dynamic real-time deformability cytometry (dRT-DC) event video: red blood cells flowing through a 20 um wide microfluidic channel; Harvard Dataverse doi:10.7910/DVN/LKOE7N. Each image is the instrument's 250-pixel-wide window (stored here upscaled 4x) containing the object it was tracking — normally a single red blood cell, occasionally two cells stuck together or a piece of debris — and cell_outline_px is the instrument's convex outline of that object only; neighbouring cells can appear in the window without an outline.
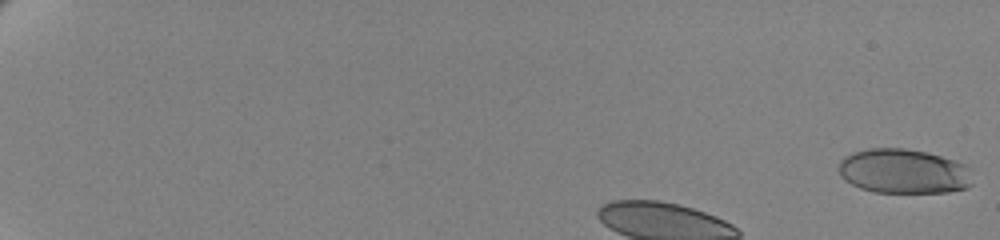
{"species": "human", "species_latin": "Homo sapiens", "temperature_condition": "cold", "stored_images_in_passage": 52, "camera_frame_rate_fps": 3000, "um_per_image_px": 0.085, "donor": {"sex": "female"}, "frame": {"image": 1, "passage_image": 1, "time_ms": 0.0, "image_size_px": [1000, 240], "cell_outline_px": [[972, 184], [968, 188], [948, 192], [872, 192], [860, 188], [844, 180], [840, 176], [840, 160], [844, 156], [852, 152], [868, 148], [904, 148], [928, 152], [956, 160], [964, 164], [968, 168]], "centroid_in_image_um": [76.8, 14.55], "position_along_channel_um": 8.2, "area_um2": 35.03}}
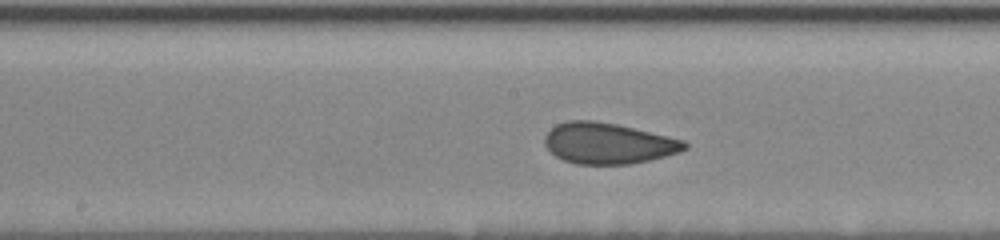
{"frame": {"image": 2, "passage_image": 26, "time_ms": 8.333, "image_size_px": [1000, 240], "cell_outline_px": [[688, 148], [680, 152], [648, 160], [628, 164], [576, 164], [564, 160], [556, 156], [544, 144], [544, 136], [556, 124], [568, 120], [596, 120], [616, 124], [668, 136], [684, 140], [688, 144]], "centroid_in_image_um": [51.68, 12.17], "position_along_channel_um": 196.5, "area_um2": 33.29}}
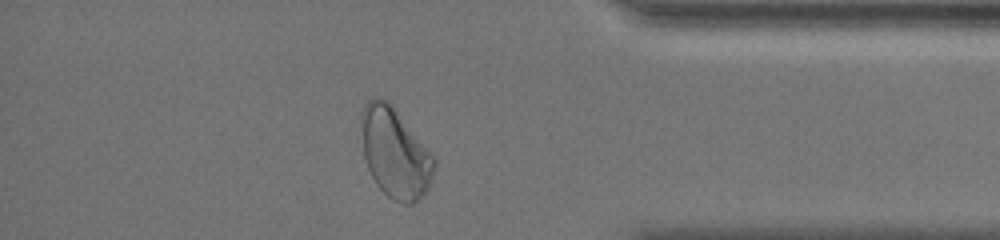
{"frame": {"image": 3, "passage_image": 45, "time_ms": 14.667, "image_size_px": [1000, 240], "cell_outline_px": [[436, 168], [432, 180], [428, 188], [420, 200], [412, 204], [404, 204], [392, 200], [376, 184], [368, 168], [364, 156], [360, 120], [360, 116], [364, 104], [372, 96], [388, 100], [392, 104], [436, 156]], "centroid_in_image_um": [33.61, 12.98], "position_along_channel_um": 401.6, "area_um2": 39.02}}